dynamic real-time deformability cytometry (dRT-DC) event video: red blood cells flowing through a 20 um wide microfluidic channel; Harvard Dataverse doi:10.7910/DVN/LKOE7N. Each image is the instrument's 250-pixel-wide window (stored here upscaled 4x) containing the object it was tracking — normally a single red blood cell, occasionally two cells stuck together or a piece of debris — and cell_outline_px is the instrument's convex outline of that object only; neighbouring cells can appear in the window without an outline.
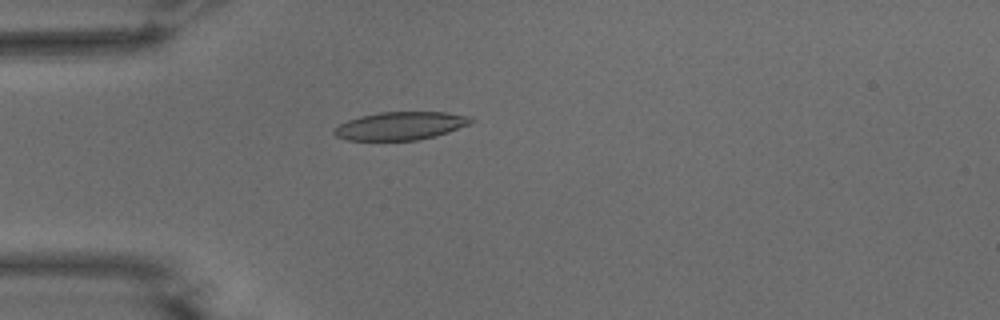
{"species": "common noctule bat (a hibernating species)", "species_latin": "Nyctalus noctula", "temperature_condition": "warm", "stored_images_in_passage": 54, "camera_frame_rate_fps": 3000, "um_per_image_px": 0.085, "animal": {"sex": "male", "body_mass_g": 15.6}, "frame": {"image": 1, "passage_image": 15, "time_ms": 4.667, "image_size_px": [1000, 320], "cell_outline_px": [[476, 120], [468, 124], [448, 132], [436, 136], [416, 140], [348, 140], [336, 136], [332, 132], [332, 128], [348, 120], [360, 116], [380, 112], [448, 112], [468, 116]], "centroid_in_image_um": [34.02, 10.69], "position_along_channel_um": 51.0, "area_um2": 22.37}}
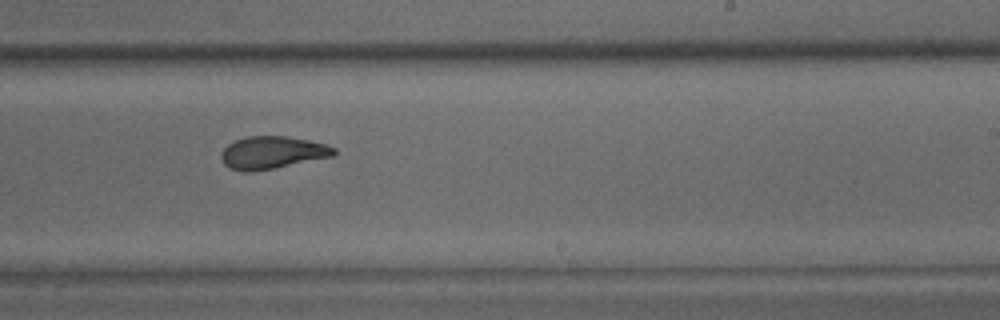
{"frame": {"image": 2, "passage_image": 33, "time_ms": 10.667, "image_size_px": [1000, 320], "cell_outline_px": [[336, 152], [332, 156], [276, 168], [252, 172], [244, 172], [228, 168], [224, 164], [220, 156], [220, 152], [228, 144], [244, 136], [284, 136], [308, 140], [324, 144], [336, 148]], "centroid_in_image_um": [23.09, 12.98], "position_along_channel_um": 265.9, "area_um2": 21.44}}
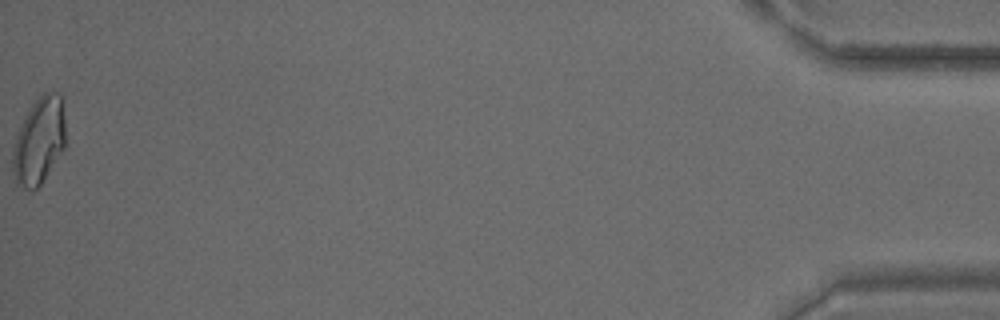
{"frame": {"image": 3, "passage_image": 54, "time_ms": 17.667, "image_size_px": [1000, 320], "cell_outline_px": [[64, 148], [40, 184], [36, 188], [24, 188], [16, 184], [12, 168], [12, 152], [16, 136], [28, 108], [44, 92], [60, 92], [64, 120]], "centroid_in_image_um": [3.29, 11.95], "position_along_channel_um": 431.9, "area_um2": 26.3}, "authors_computed_cell_mechanics": {"area_um2": 22.4842, "velocity_mm_per_s": 3.7611, "shape_relaxation_time_tau1_ms": 6.6733, "shape_relaxation_time_tau2_ms": 1.9652, "deformation_change_tau1": 0.1898, "deformation_change_tau2": 0.0901}}